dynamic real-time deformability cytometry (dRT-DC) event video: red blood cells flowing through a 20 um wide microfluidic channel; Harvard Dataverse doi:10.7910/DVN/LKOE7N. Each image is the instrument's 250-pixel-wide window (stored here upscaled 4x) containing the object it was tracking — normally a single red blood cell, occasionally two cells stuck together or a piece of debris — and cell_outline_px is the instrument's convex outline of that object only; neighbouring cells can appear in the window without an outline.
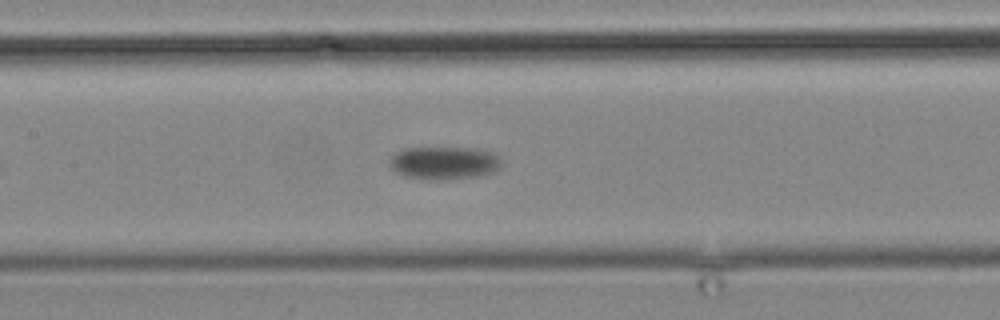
{"species": "common noctule bat (a hibernating species)", "species_latin": "Nyctalus noctula", "temperature_condition": "cold", "stored_images_in_passage": 17, "camera_frame_rate_fps": 3000, "um_per_image_px": 0.085, "animal": {"sex": "male", "body_mass_g": 19.2, "forearm_length_mm": 51.8}, "frame": {"image": 1, "passage_image": 17, "time_ms": 20.0, "image_size_px": [1000, 320], "cell_outline_px": [[500, 164], [492, 172], [476, 176], [440, 180], [428, 180], [404, 176], [396, 172], [388, 164], [388, 160], [396, 152], [408, 148], [472, 148], [492, 152], [500, 156]], "centroid_in_image_um": [37.7, 13.85], "position_along_channel_um": 169.7, "area_um2": 21.33}}